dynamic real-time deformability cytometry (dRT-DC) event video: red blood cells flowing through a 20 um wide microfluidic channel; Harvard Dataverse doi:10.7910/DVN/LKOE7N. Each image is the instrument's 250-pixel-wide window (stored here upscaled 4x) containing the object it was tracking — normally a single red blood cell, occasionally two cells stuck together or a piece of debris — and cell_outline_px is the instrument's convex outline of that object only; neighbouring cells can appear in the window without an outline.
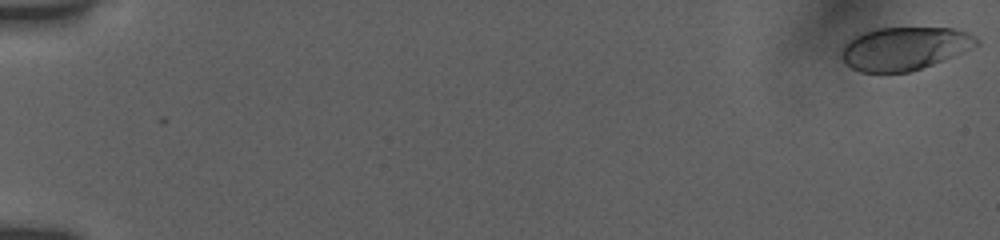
{"species": "human", "species_latin": "Homo sapiens", "temperature_condition": "room temperature", "stored_images_in_passage": 20, "camera_frame_rate_fps": 3000, "um_per_image_px": 0.085, "donor": {"sex": "female"}, "frame": {"image": 1, "passage_image": 1, "time_ms": 0.0, "image_size_px": [1000, 240], "cell_outline_px": [[980, 44], [952, 56], [932, 64], [908, 72], [860, 72], [852, 68], [840, 56], [840, 48], [852, 36], [876, 28], [952, 28], [968, 32], [976, 36], [980, 40]], "centroid_in_image_um": [76.85, 4.1], "position_along_channel_um": 8.1, "area_um2": 33.87}}
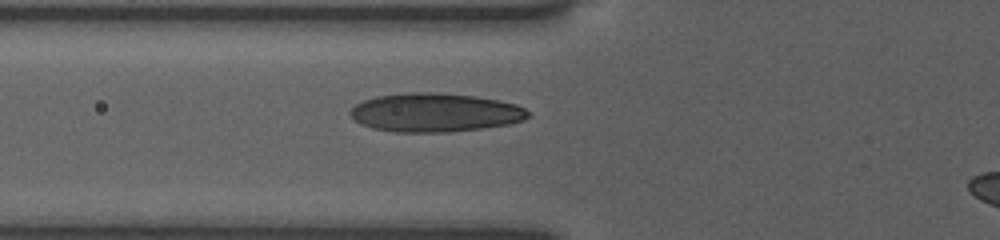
{"frame": {"image": 2, "passage_image": 15, "time_ms": 7.0, "image_size_px": [1000, 240], "cell_outline_px": [[528, 116], [524, 120], [508, 124], [484, 128], [448, 132], [396, 132], [372, 128], [360, 124], [352, 120], [348, 112], [356, 104], [364, 100], [376, 96], [408, 92], [432, 92], [476, 96], [500, 100], [516, 104], [524, 108], [528, 112]], "centroid_in_image_um": [36.94, 9.56], "position_along_channel_um": 88.9, "area_um2": 40.34}}
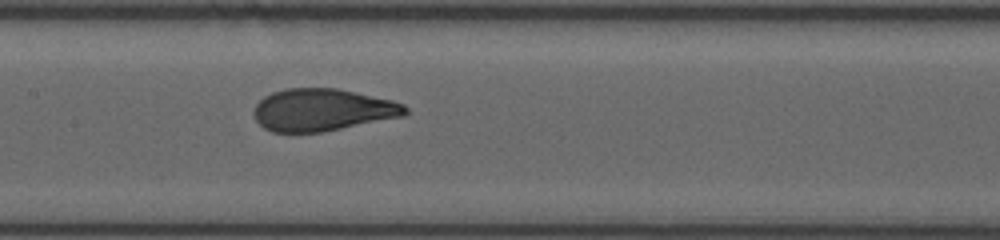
{"frame": {"image": 3, "passage_image": 20, "time_ms": 9.333, "image_size_px": [1000, 240], "cell_outline_px": [[408, 112], [404, 116], [320, 132], [272, 132], [264, 128], [256, 120], [252, 112], [256, 104], [264, 96], [272, 92], [284, 88], [336, 88], [356, 92], [392, 100], [404, 104], [408, 108]], "centroid_in_image_um": [27.39, 9.33], "position_along_channel_um": 180.0, "area_um2": 37.28}}